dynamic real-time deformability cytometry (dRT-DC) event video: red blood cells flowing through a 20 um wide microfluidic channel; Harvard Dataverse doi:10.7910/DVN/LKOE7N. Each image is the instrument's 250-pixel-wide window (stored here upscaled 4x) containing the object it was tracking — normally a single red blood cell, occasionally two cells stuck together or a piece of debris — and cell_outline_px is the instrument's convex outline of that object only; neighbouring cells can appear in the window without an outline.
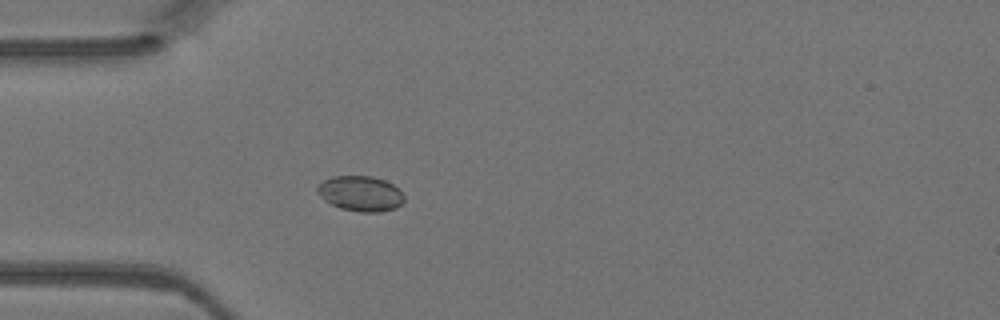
{"species": "Egyptian fruit bat (a non-hibernating species)", "species_latin": "Rousettus aegyptiacus", "temperature_condition": "warm", "stored_images_in_passage": 3, "camera_frame_rate_fps": 3000, "um_per_image_px": 0.085, "animal": {"sex": "female"}, "frame": {"image": 1, "passage_image": 3, "time_ms": 0.667, "image_size_px": [1000, 320], "cell_outline_px": [[404, 200], [396, 208], [380, 212], [360, 212], [340, 208], [324, 200], [316, 192], [316, 188], [324, 180], [332, 176], [372, 176], [384, 180], [392, 184], [404, 196]], "centroid_in_image_um": [30.62, 16.45], "position_along_channel_um": 54.4, "area_um2": 17.74}}